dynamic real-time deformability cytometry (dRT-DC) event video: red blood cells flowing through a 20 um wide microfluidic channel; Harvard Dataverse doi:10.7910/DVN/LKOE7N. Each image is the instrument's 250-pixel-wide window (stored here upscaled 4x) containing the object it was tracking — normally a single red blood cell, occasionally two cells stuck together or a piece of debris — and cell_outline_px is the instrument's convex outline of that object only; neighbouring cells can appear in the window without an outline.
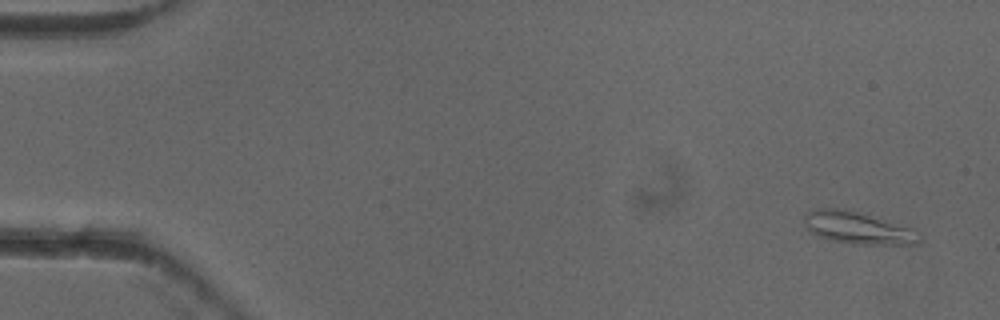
{"species": "common noctule bat (a hibernating species)", "species_latin": "Nyctalus noctula", "temperature_condition": "cold", "stored_images_in_passage": 5, "camera_frame_rate_fps": 3000, "um_per_image_px": 0.085, "animal": {"sex": "female"}, "frame": {"image": 1, "passage_image": 1, "time_ms": 0.0, "image_size_px": [1000, 320], "cell_outline_px": [[924, 232], [920, 244], [852, 244], [832, 240], [820, 236], [812, 232], [808, 228], [804, 220], [804, 212], [816, 208], [848, 208], [916, 228]], "centroid_in_image_um": [73.04, 19.35], "position_along_channel_um": 12.0, "area_um2": 22.31}}
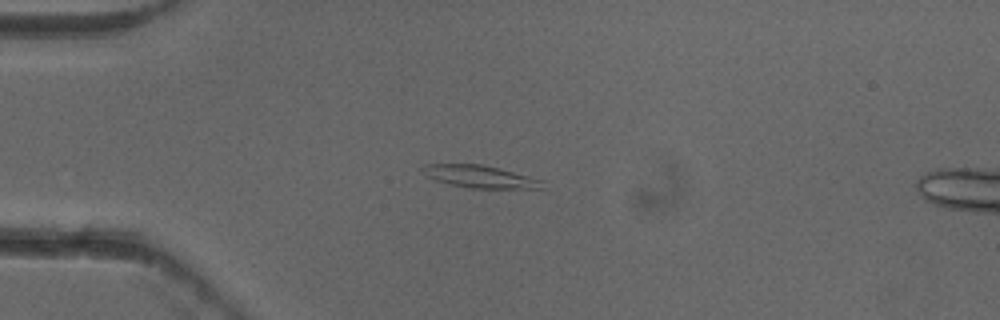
{"frame": {"image": 2, "passage_image": 4, "time_ms": 1.0, "image_size_px": [1000, 320], "cell_outline_px": [[544, 188], [472, 188], [448, 184], [436, 180], [420, 172], [420, 168], [424, 164], [480, 164], [544, 180]], "centroid_in_image_um": [40.75, 15.01], "position_along_channel_um": 44.3, "area_um2": 15.49}}